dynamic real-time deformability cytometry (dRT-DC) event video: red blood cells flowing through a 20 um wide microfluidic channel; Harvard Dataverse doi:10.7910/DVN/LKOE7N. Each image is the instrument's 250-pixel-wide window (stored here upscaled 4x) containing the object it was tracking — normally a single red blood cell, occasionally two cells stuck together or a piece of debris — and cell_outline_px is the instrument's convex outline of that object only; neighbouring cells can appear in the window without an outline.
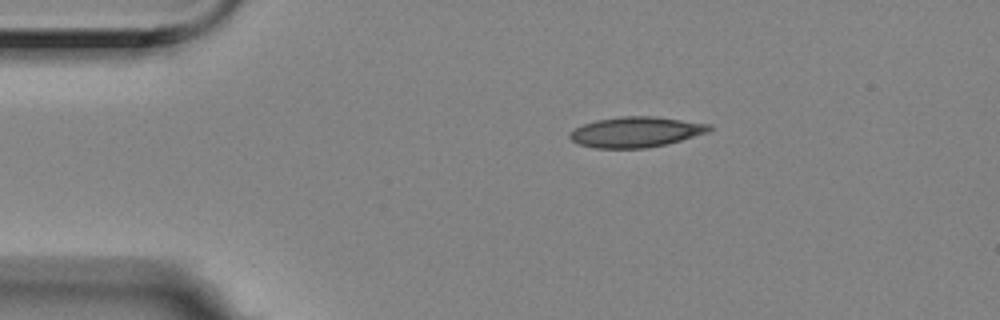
{"species": "Egyptian fruit bat (a non-hibernating species)", "species_latin": "Rousettus aegyptiacus", "temperature_condition": "room temperature", "stored_images_in_passage": 47, "camera_frame_rate_fps": 3000, "um_per_image_px": 0.085, "animal": {"sex": "female"}, "frame": {"image": 1, "passage_image": 1, "time_ms": 0.0, "image_size_px": [1000, 320], "cell_outline_px": [[716, 128], [708, 132], [668, 144], [648, 148], [596, 148], [580, 144], [572, 140], [568, 136], [568, 132], [584, 124], [596, 120], [620, 116], [656, 116], [712, 124]], "centroid_in_image_um": [54.1, 11.21], "position_along_channel_um": 30.9, "area_um2": 24.97}}
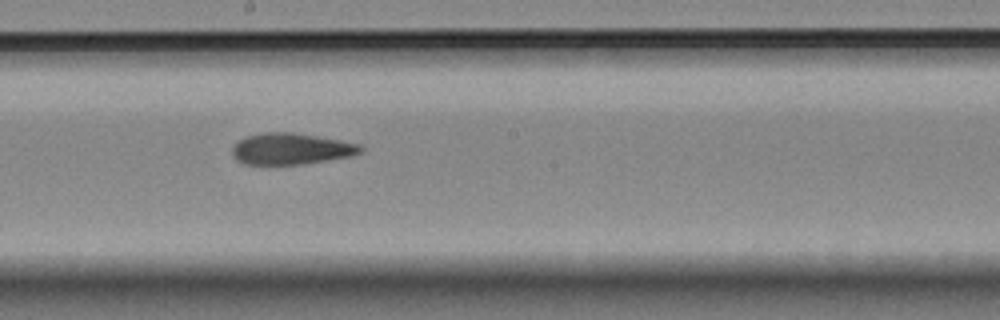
{"frame": {"image": 2, "passage_image": 21, "time_ms": 6.667, "image_size_px": [1000, 320], "cell_outline_px": [[364, 152], [352, 156], [300, 164], [244, 164], [236, 160], [232, 156], [232, 144], [244, 136], [264, 132], [292, 132], [340, 140], [360, 144], [364, 148]], "centroid_in_image_um": [24.71, 12.64], "position_along_channel_um": 223.5, "area_um2": 23.64}}
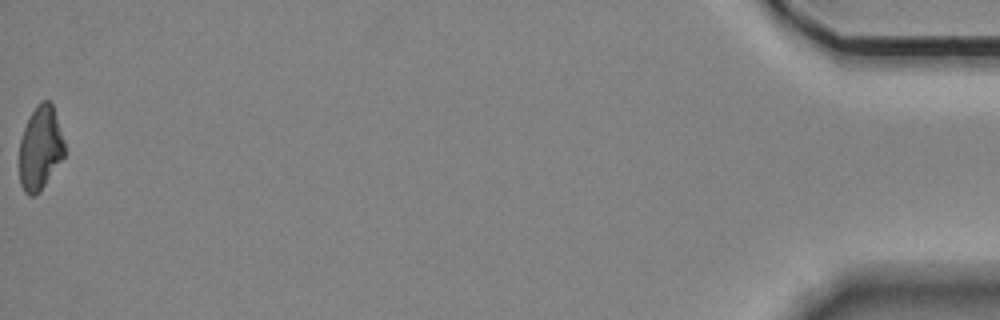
{"frame": {"image": 3, "passage_image": 47, "time_ms": 15.333, "image_size_px": [1000, 320], "cell_outline_px": [[64, 156], [40, 192], [36, 196], [28, 196], [24, 192], [20, 184], [20, 140], [28, 116], [36, 104], [40, 100], [52, 100], [64, 140]], "centroid_in_image_um": [3.42, 12.56], "position_along_channel_um": 431.8, "area_um2": 22.37}, "authors_computed_cell_mechanics": {"area_um2": 23.8714, "velocity_mm_per_s": 3.5358, "shape_relaxation_time_tau1_ms": 11.221, "shape_relaxation_time_tau2_ms": 2.6533, "deformation_change_tau1": 0.2017, "deformation_change_tau2": 0.0942}}